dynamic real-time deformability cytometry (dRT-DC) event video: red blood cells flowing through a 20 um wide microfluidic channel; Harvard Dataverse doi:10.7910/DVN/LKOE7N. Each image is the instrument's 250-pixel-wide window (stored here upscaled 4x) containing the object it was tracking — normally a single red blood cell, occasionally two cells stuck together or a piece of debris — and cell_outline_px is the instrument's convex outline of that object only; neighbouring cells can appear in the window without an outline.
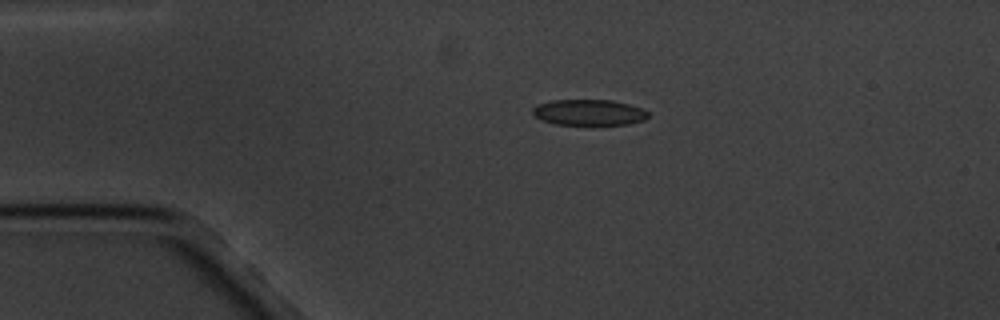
{"species": "common noctule bat (a hibernating species)", "species_latin": "Nyctalus noctula", "temperature_condition": "cold", "stored_images_in_passage": 3, "camera_frame_rate_fps": 3000, "um_per_image_px": 0.085, "animal": {"sex": "male", "body_mass_g": 20.1, "forearm_length_mm": 53.5}, "frame": {"image": 1, "passage_image": 2, "time_ms": 1.333, "image_size_px": [1000, 320], "cell_outline_px": [[652, 116], [644, 120], [628, 124], [556, 124], [540, 120], [532, 112], [532, 108], [536, 104], [552, 100], [612, 100], [628, 104], [640, 108], [648, 112]], "centroid_in_image_um": [50.05, 9.55], "position_along_channel_um": 34.9, "area_um2": 17.4}}